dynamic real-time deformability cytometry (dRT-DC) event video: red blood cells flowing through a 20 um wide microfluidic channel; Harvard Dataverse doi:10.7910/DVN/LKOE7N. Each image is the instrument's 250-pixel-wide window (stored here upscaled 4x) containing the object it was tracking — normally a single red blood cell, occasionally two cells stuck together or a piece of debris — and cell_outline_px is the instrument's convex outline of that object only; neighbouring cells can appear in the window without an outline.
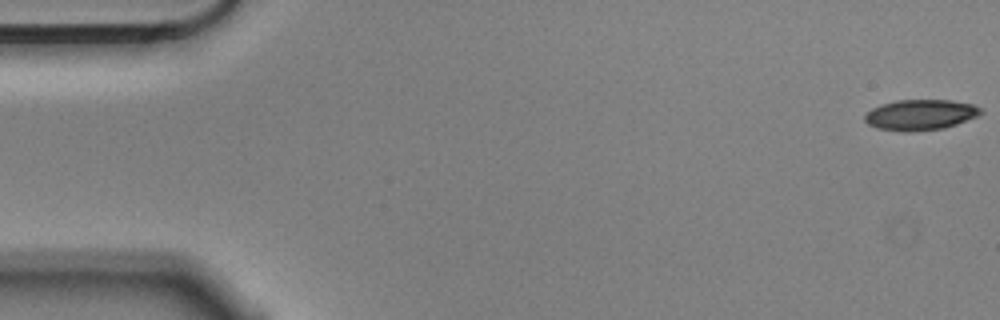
{"species": "Egyptian fruit bat (a non-hibernating species)", "species_latin": "Rousettus aegyptiacus", "temperature_condition": "cold", "stored_images_in_passage": 56, "camera_frame_rate_fps": 3000, "um_per_image_px": 0.085, "animal": {"sex": "male"}, "frame": {"image": 1, "passage_image": 1, "time_ms": 0.0, "image_size_px": [1000, 320], "cell_outline_px": [[984, 112], [980, 116], [944, 128], [912, 132], [904, 132], [876, 128], [868, 124], [864, 120], [864, 116], [872, 108], [880, 104], [896, 100], [948, 100], [972, 104], [980, 108]], "centroid_in_image_um": [78.23, 9.76], "position_along_channel_um": 6.8, "area_um2": 20.87}}
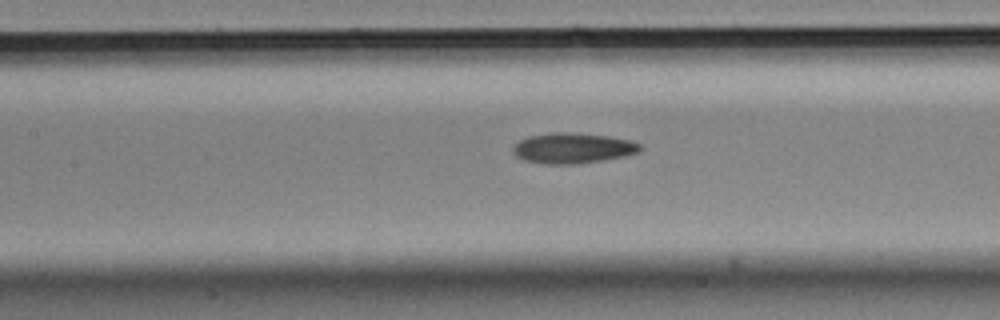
{"frame": {"image": 2, "passage_image": 25, "time_ms": 8.0, "image_size_px": [1000, 320], "cell_outline_px": [[640, 152], [624, 156], [604, 160], [580, 164], [544, 164], [524, 160], [516, 156], [512, 152], [512, 148], [520, 140], [528, 136], [552, 132], [568, 132], [608, 136], [632, 140], [640, 144]], "centroid_in_image_um": [48.68, 12.59], "position_along_channel_um": 158.7, "area_um2": 22.72}}
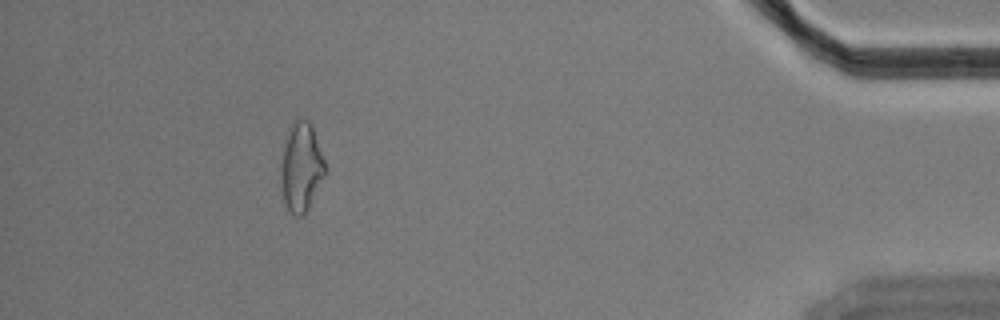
{"frame": {"image": 3, "passage_image": 51, "time_ms": 16.667, "image_size_px": [1000, 320], "cell_outline_px": [[324, 176], [308, 208], [300, 216], [296, 216], [284, 204], [280, 180], [280, 168], [284, 136], [292, 120], [308, 120], [312, 124], [324, 160]], "centroid_in_image_um": [25.55, 14.15], "position_along_channel_um": 409.6, "area_um2": 22.95}, "authors_computed_cell_mechanics": {"area_um2": 22.1952, "velocity_mm_per_s": 3.5618, "shape_relaxation_time_tau1_ms": 7.2092, "shape_relaxation_time_tau2_ms": null, "deformation_change_tau1": 0.1627, "deformation_change_tau2": null}}